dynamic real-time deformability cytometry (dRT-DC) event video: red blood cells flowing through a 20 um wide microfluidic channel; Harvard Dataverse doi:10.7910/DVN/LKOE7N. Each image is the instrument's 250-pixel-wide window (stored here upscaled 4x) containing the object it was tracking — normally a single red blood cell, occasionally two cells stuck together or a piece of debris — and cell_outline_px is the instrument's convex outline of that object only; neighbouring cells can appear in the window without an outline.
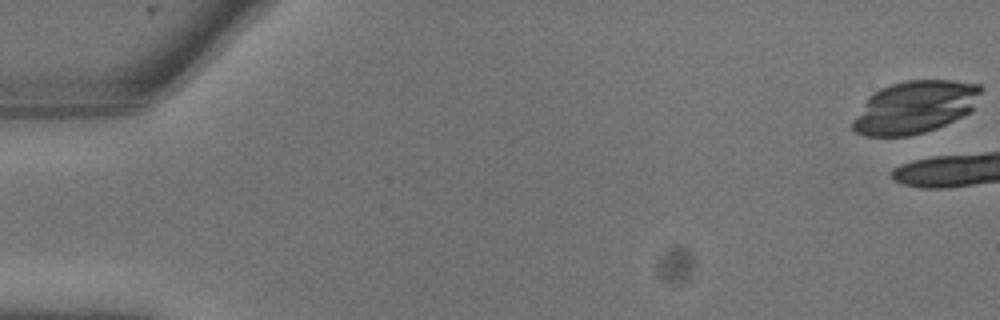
{"species": "common noctule bat (a hibernating species)", "species_latin": "Nyctalus noctula", "temperature_condition": "warm", "stored_images_in_passage": 3, "camera_frame_rate_fps": 3000, "um_per_image_px": 0.085, "animal": {"sex": "male", "body_mass_g": 13.3}, "frame": {"image": 1, "passage_image": 1, "time_ms": 0.0, "image_size_px": [1000, 320], "cell_outline_px": [[984, 88], [972, 112], [936, 128], [924, 132], [908, 136], [864, 136], [856, 132], [852, 128], [852, 120], [868, 96], [880, 88], [904, 80], [952, 80], [980, 84]], "centroid_in_image_um": [77.78, 9.1], "position_along_channel_um": 7.2, "area_um2": 39.54}}